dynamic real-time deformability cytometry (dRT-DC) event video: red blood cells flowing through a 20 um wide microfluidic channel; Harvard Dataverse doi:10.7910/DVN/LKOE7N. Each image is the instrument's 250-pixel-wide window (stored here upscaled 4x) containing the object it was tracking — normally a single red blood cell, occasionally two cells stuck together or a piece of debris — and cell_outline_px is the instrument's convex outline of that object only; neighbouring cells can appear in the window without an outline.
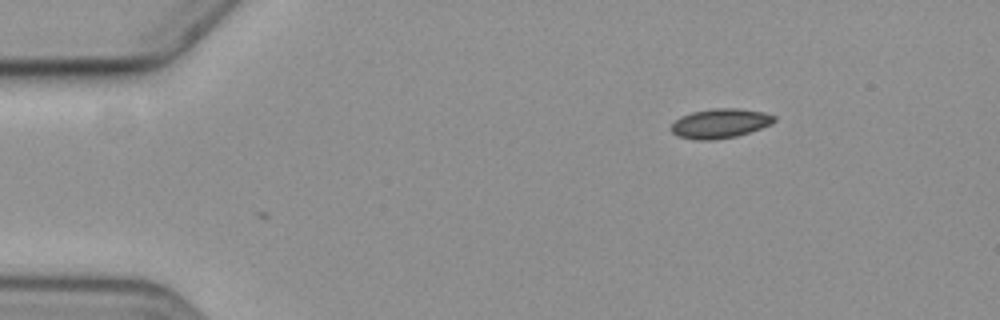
{"species": "common noctule bat (a hibernating species)", "species_latin": "Nyctalus noctula", "temperature_condition": "cold", "stored_images_in_passage": 3, "camera_frame_rate_fps": 3000, "um_per_image_px": 0.085, "animal": {"sex": "female", "body_mass_g": 19.3, "forearm_length_mm": 54.1}, "frame": {"image": 1, "passage_image": 1, "time_ms": 0.0, "image_size_px": [1000, 320], "cell_outline_px": [[776, 120], [772, 124], [736, 136], [712, 140], [696, 140], [676, 136], [668, 128], [680, 116], [692, 112], [716, 108], [736, 108], [764, 112], [776, 116]], "centroid_in_image_um": [61.18, 10.49], "position_along_channel_um": 23.8, "area_um2": 17.74}}